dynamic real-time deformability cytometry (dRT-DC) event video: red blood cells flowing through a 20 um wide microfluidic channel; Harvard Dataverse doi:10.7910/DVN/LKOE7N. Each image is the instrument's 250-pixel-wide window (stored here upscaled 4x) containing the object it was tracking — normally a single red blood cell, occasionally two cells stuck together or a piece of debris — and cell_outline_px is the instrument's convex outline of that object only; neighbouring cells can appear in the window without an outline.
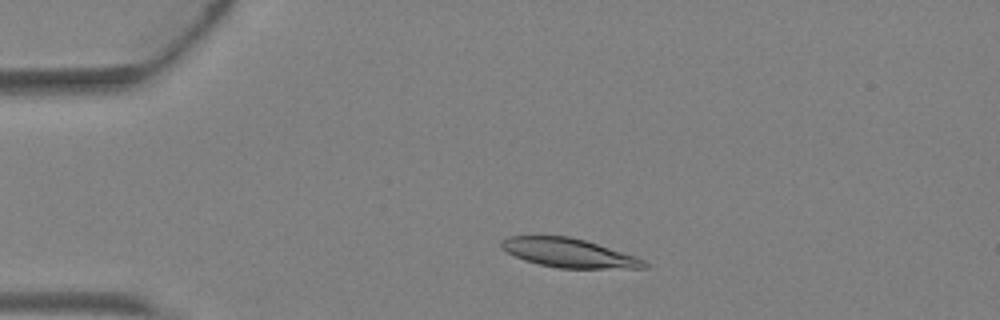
{"species": "Egyptian fruit bat (a non-hibernating species)", "species_latin": "Rousettus aegyptiacus", "temperature_condition": "warm", "stored_images_in_passage": 4, "camera_frame_rate_fps": 3000, "um_per_image_px": 0.085, "animal": {"sex": "female"}, "frame": {"image": 1, "passage_image": 2, "time_ms": 0.333, "image_size_px": [1000, 320], "cell_outline_px": [[648, 268], [560, 268], [540, 264], [524, 260], [500, 248], [500, 240], [508, 236], [568, 236], [584, 240], [636, 256], [644, 260], [648, 264]], "centroid_in_image_um": [48.34, 21.49], "position_along_channel_um": 36.7, "area_um2": 23.93}}
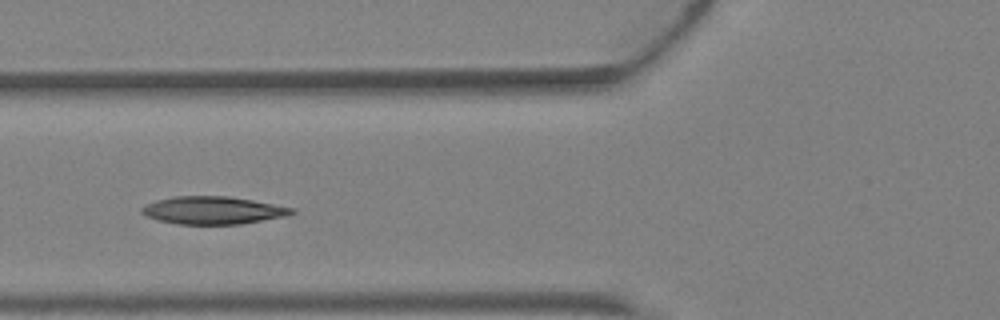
{"frame": {"image": 2, "passage_image": 4, "time_ms": 1.0, "image_size_px": [1000, 320], "cell_outline_px": [[296, 212], [284, 216], [240, 224], [176, 224], [160, 220], [148, 216], [140, 212], [140, 208], [156, 200], [172, 196], [228, 196], [252, 200], [296, 208]], "centroid_in_image_um": [18.1, 17.87], "position_along_channel_um": 107.7, "area_um2": 24.04}}